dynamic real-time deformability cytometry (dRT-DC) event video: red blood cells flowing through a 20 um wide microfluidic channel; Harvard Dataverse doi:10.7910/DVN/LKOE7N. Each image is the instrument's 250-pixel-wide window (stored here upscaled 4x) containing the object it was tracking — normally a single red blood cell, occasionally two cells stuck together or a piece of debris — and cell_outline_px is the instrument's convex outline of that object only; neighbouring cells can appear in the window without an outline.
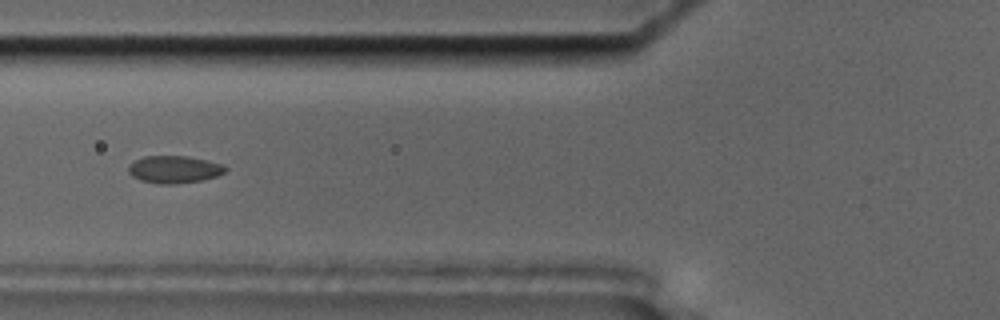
{"species": "common noctule bat (a hibernating species)", "species_latin": "Nyctalus noctula", "temperature_condition": "cold", "stored_images_in_passage": 42, "camera_frame_rate_fps": 3000, "um_per_image_px": 0.085, "animal": {"sex": "male", "body_mass_g": 17.5, "forearm_length_mm": 52.3}, "frame": {"image": 1, "passage_image": 8, "time_ms": 2.333, "image_size_px": [1000, 320], "cell_outline_px": [[228, 168], [224, 172], [216, 176], [204, 180], [176, 184], [160, 184], [140, 180], [132, 176], [128, 172], [128, 164], [144, 156], [188, 156], [224, 164]], "centroid_in_image_um": [14.81, 14.4], "position_along_channel_um": 111.0, "area_um2": 15.61}}
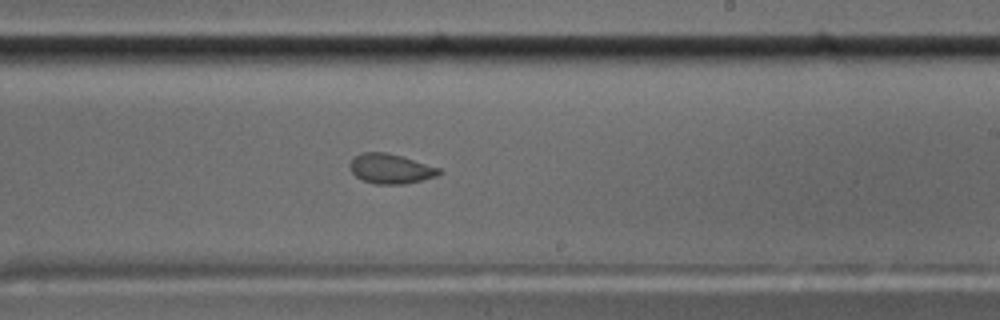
{"frame": {"image": 2, "passage_image": 20, "time_ms": 6.333, "image_size_px": [1000, 320], "cell_outline_px": [[440, 172], [436, 176], [404, 184], [376, 184], [364, 180], [356, 176], [348, 168], [348, 164], [352, 156], [364, 152], [388, 152], [440, 168]], "centroid_in_image_um": [33.13, 14.32], "position_along_channel_um": 255.9, "area_um2": 15.43}}
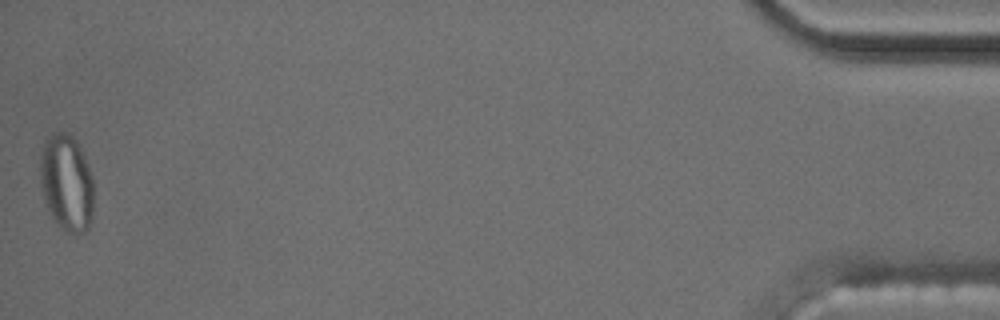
{"frame": {"image": 3, "passage_image": 42, "time_ms": 13.667, "image_size_px": [1000, 320], "cell_outline_px": [[92, 216], [88, 228], [84, 232], [68, 232], [60, 228], [52, 216], [48, 208], [40, 184], [40, 156], [44, 140], [52, 132], [72, 132], [84, 156], [92, 176]], "centroid_in_image_um": [5.64, 15.48], "position_along_channel_um": 429.6, "area_um2": 30.17}, "authors_computed_cell_mechanics": {"area_um2": 15.8372, "velocity_mm_per_s": 3.627, "shape_relaxation_time_tau1_ms": null, "shape_relaxation_time_tau2_ms": 1.8249, "deformation_change_tau1": null, "deformation_change_tau2": 0.0617}}